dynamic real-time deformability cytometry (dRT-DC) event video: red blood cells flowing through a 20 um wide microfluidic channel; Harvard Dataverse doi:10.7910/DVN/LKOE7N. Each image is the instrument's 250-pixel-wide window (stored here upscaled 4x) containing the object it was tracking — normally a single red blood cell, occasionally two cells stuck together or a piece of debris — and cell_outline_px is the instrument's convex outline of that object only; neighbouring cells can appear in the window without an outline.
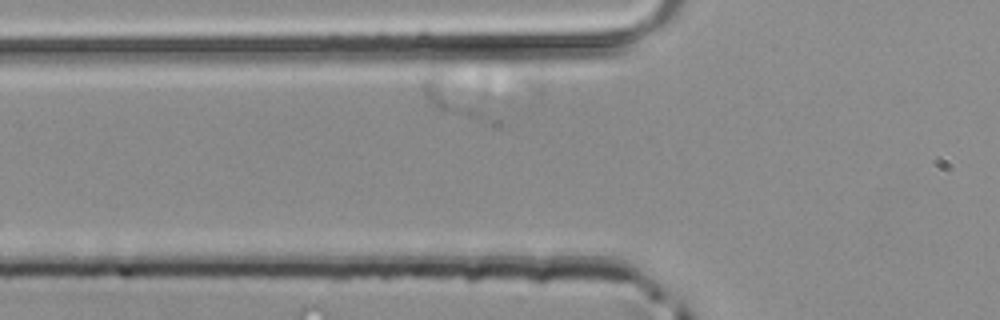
{"species": "common noctule bat (a hibernating species)", "species_latin": "Nyctalus noctula", "temperature_condition": "room temperature", "stored_images_in_passage": 3, "camera_frame_rate_fps": 3000, "um_per_image_px": 0.085, "animal": {"sex": "male", "body_mass_g": 20.4}, "frame": {"image": 1, "passage_image": 2, "time_ms": 0.333, "image_size_px": [1000, 320], "cell_outline_px": [[492, 124], [488, 124], [436, 108], [428, 104], [424, 96], [424, 68], [428, 60], [432, 56], [492, 120]], "centroid_in_image_um": [38.22, 7.98], "position_along_channel_um": 87.6, "area_um2": 14.51}}